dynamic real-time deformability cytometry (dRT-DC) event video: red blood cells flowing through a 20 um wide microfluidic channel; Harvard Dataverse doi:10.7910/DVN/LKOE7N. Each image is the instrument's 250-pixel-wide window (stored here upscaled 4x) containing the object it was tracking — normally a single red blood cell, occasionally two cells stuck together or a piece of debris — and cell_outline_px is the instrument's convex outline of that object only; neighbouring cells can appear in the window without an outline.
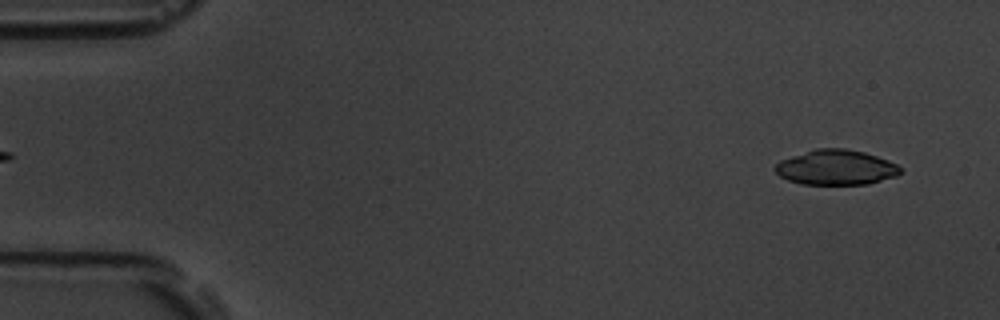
{"species": "common noctule bat (a hibernating species)", "species_latin": "Nyctalus noctula", "temperature_condition": "room temperature", "stored_images_in_passage": 53, "camera_frame_rate_fps": 3000, "um_per_image_px": 0.085, "animal": {"sex": "male", "body_mass_g": 19.5, "forearm_length_mm": 54.6}, "frame": {"image": 1, "passage_image": 3, "time_ms": 0.667, "image_size_px": [1000, 320], "cell_outline_px": [[900, 172], [896, 176], [868, 184], [800, 184], [788, 180], [780, 176], [772, 168], [780, 160], [816, 148], [844, 148], [864, 152], [888, 160], [896, 164], [900, 168]], "centroid_in_image_um": [71.03, 14.23], "position_along_channel_um": 14.0, "area_um2": 25.49}}
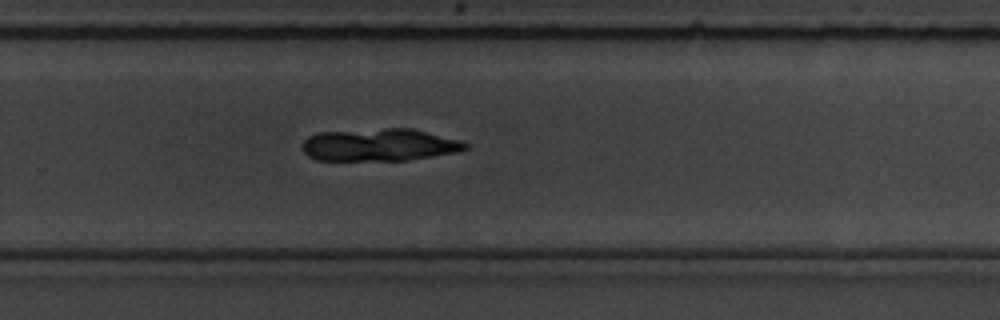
{"frame": {"image": 2, "passage_image": 35, "time_ms": 11.333, "image_size_px": [1000, 320], "cell_outline_px": [[468, 148], [460, 152], [404, 160], [316, 160], [308, 156], [304, 152], [300, 144], [308, 136], [320, 132], [388, 128], [412, 128], [460, 140], [468, 144]], "centroid_in_image_um": [32.24, 12.31], "position_along_channel_um": 297.6, "area_um2": 30.92}}
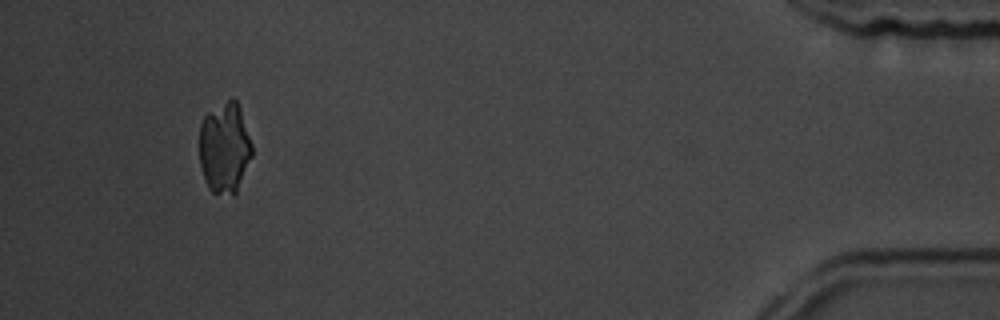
{"frame": {"image": 3, "passage_image": 50, "time_ms": 16.333, "image_size_px": [1000, 320], "cell_outline_px": [[252, 156], [236, 192], [212, 192], [208, 188], [200, 164], [200, 124], [204, 116], [208, 112], [232, 96], [236, 100], [240, 108], [252, 144]], "centroid_in_image_um": [19.09, 12.5], "position_along_channel_um": 416.1, "area_um2": 27.51}}